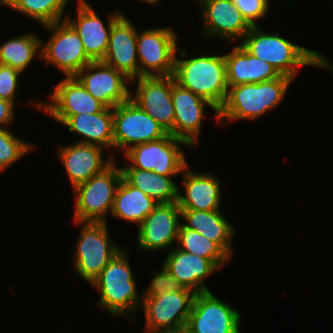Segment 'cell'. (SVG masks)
<instances>
[{"label": "cell", "instance_id": "obj_33", "mask_svg": "<svg viewBox=\"0 0 333 333\" xmlns=\"http://www.w3.org/2000/svg\"><path fill=\"white\" fill-rule=\"evenodd\" d=\"M152 273L155 275L149 283L150 285L142 293L141 299L160 295L165 292H174L181 288L177 279L168 271L164 265H162V269L160 271L154 270Z\"/></svg>", "mask_w": 333, "mask_h": 333}, {"label": "cell", "instance_id": "obj_25", "mask_svg": "<svg viewBox=\"0 0 333 333\" xmlns=\"http://www.w3.org/2000/svg\"><path fill=\"white\" fill-rule=\"evenodd\" d=\"M182 223L186 228L197 231L209 240L217 243L230 257H232V238L234 225L223 216L221 210H181Z\"/></svg>", "mask_w": 333, "mask_h": 333}, {"label": "cell", "instance_id": "obj_16", "mask_svg": "<svg viewBox=\"0 0 333 333\" xmlns=\"http://www.w3.org/2000/svg\"><path fill=\"white\" fill-rule=\"evenodd\" d=\"M180 218L178 202L158 203L138 227L137 248L148 252L166 248L170 251L173 242L178 241Z\"/></svg>", "mask_w": 333, "mask_h": 333}, {"label": "cell", "instance_id": "obj_5", "mask_svg": "<svg viewBox=\"0 0 333 333\" xmlns=\"http://www.w3.org/2000/svg\"><path fill=\"white\" fill-rule=\"evenodd\" d=\"M116 159L101 173L77 185L72 191L76 197L74 219L76 222H107L111 213L116 189L122 179L121 167Z\"/></svg>", "mask_w": 333, "mask_h": 333}, {"label": "cell", "instance_id": "obj_30", "mask_svg": "<svg viewBox=\"0 0 333 333\" xmlns=\"http://www.w3.org/2000/svg\"><path fill=\"white\" fill-rule=\"evenodd\" d=\"M176 247L182 251L208 258L218 268L225 266L231 258L217 243L197 231L186 228L182 223L179 227Z\"/></svg>", "mask_w": 333, "mask_h": 333}, {"label": "cell", "instance_id": "obj_21", "mask_svg": "<svg viewBox=\"0 0 333 333\" xmlns=\"http://www.w3.org/2000/svg\"><path fill=\"white\" fill-rule=\"evenodd\" d=\"M58 150V156L67 172L72 189L101 173L115 159L111 154L105 161L103 155L105 149L94 144L76 142L60 146Z\"/></svg>", "mask_w": 333, "mask_h": 333}, {"label": "cell", "instance_id": "obj_27", "mask_svg": "<svg viewBox=\"0 0 333 333\" xmlns=\"http://www.w3.org/2000/svg\"><path fill=\"white\" fill-rule=\"evenodd\" d=\"M157 204L139 188L129 185L122 178L116 189L110 214L114 218L140 225Z\"/></svg>", "mask_w": 333, "mask_h": 333}, {"label": "cell", "instance_id": "obj_9", "mask_svg": "<svg viewBox=\"0 0 333 333\" xmlns=\"http://www.w3.org/2000/svg\"><path fill=\"white\" fill-rule=\"evenodd\" d=\"M137 30L139 77L171 76L174 74L177 34L172 28Z\"/></svg>", "mask_w": 333, "mask_h": 333}, {"label": "cell", "instance_id": "obj_8", "mask_svg": "<svg viewBox=\"0 0 333 333\" xmlns=\"http://www.w3.org/2000/svg\"><path fill=\"white\" fill-rule=\"evenodd\" d=\"M180 146L191 147L186 141L169 133L158 140L134 145L123 153L129 164L122 168H137L164 176H177L188 165Z\"/></svg>", "mask_w": 333, "mask_h": 333}, {"label": "cell", "instance_id": "obj_18", "mask_svg": "<svg viewBox=\"0 0 333 333\" xmlns=\"http://www.w3.org/2000/svg\"><path fill=\"white\" fill-rule=\"evenodd\" d=\"M198 4L203 19L201 38L220 37L231 44L251 28L232 0H198Z\"/></svg>", "mask_w": 333, "mask_h": 333}, {"label": "cell", "instance_id": "obj_14", "mask_svg": "<svg viewBox=\"0 0 333 333\" xmlns=\"http://www.w3.org/2000/svg\"><path fill=\"white\" fill-rule=\"evenodd\" d=\"M136 80V91L133 94L131 90L130 99L174 136L172 75L139 77L131 80V83Z\"/></svg>", "mask_w": 333, "mask_h": 333}, {"label": "cell", "instance_id": "obj_13", "mask_svg": "<svg viewBox=\"0 0 333 333\" xmlns=\"http://www.w3.org/2000/svg\"><path fill=\"white\" fill-rule=\"evenodd\" d=\"M49 95L50 102L37 101L34 105L61 124L72 115L95 114L106 108L75 77H64Z\"/></svg>", "mask_w": 333, "mask_h": 333}, {"label": "cell", "instance_id": "obj_11", "mask_svg": "<svg viewBox=\"0 0 333 333\" xmlns=\"http://www.w3.org/2000/svg\"><path fill=\"white\" fill-rule=\"evenodd\" d=\"M167 134L131 99L113 108L114 149L122 153L134 145L158 140Z\"/></svg>", "mask_w": 333, "mask_h": 333}, {"label": "cell", "instance_id": "obj_32", "mask_svg": "<svg viewBox=\"0 0 333 333\" xmlns=\"http://www.w3.org/2000/svg\"><path fill=\"white\" fill-rule=\"evenodd\" d=\"M34 148L32 143L24 142L8 128H0V174L30 151L35 150Z\"/></svg>", "mask_w": 333, "mask_h": 333}, {"label": "cell", "instance_id": "obj_34", "mask_svg": "<svg viewBox=\"0 0 333 333\" xmlns=\"http://www.w3.org/2000/svg\"><path fill=\"white\" fill-rule=\"evenodd\" d=\"M250 26H258L257 21L268 14L269 0H232Z\"/></svg>", "mask_w": 333, "mask_h": 333}, {"label": "cell", "instance_id": "obj_6", "mask_svg": "<svg viewBox=\"0 0 333 333\" xmlns=\"http://www.w3.org/2000/svg\"><path fill=\"white\" fill-rule=\"evenodd\" d=\"M81 231L76 241L73 267L79 276L91 284L122 248L112 242L107 222H76Z\"/></svg>", "mask_w": 333, "mask_h": 333}, {"label": "cell", "instance_id": "obj_35", "mask_svg": "<svg viewBox=\"0 0 333 333\" xmlns=\"http://www.w3.org/2000/svg\"><path fill=\"white\" fill-rule=\"evenodd\" d=\"M21 74L13 67L0 63V99L15 103V94Z\"/></svg>", "mask_w": 333, "mask_h": 333}, {"label": "cell", "instance_id": "obj_1", "mask_svg": "<svg viewBox=\"0 0 333 333\" xmlns=\"http://www.w3.org/2000/svg\"><path fill=\"white\" fill-rule=\"evenodd\" d=\"M239 44L254 57L271 64L280 75L294 80L302 66H315L333 73V63L316 50L298 46L280 36L251 26Z\"/></svg>", "mask_w": 333, "mask_h": 333}, {"label": "cell", "instance_id": "obj_29", "mask_svg": "<svg viewBox=\"0 0 333 333\" xmlns=\"http://www.w3.org/2000/svg\"><path fill=\"white\" fill-rule=\"evenodd\" d=\"M41 43L42 39L34 33L10 38L0 45V63L9 65L23 74L37 56L41 59Z\"/></svg>", "mask_w": 333, "mask_h": 333}, {"label": "cell", "instance_id": "obj_36", "mask_svg": "<svg viewBox=\"0 0 333 333\" xmlns=\"http://www.w3.org/2000/svg\"><path fill=\"white\" fill-rule=\"evenodd\" d=\"M14 105V103L8 100L0 99V128H5V126L7 128L8 125H10L12 120L15 118Z\"/></svg>", "mask_w": 333, "mask_h": 333}, {"label": "cell", "instance_id": "obj_4", "mask_svg": "<svg viewBox=\"0 0 333 333\" xmlns=\"http://www.w3.org/2000/svg\"><path fill=\"white\" fill-rule=\"evenodd\" d=\"M126 249L123 248L113 257L91 285L100 293V308L113 316L128 318L131 312H138L142 301L138 298V285Z\"/></svg>", "mask_w": 333, "mask_h": 333}, {"label": "cell", "instance_id": "obj_15", "mask_svg": "<svg viewBox=\"0 0 333 333\" xmlns=\"http://www.w3.org/2000/svg\"><path fill=\"white\" fill-rule=\"evenodd\" d=\"M74 77L107 108H114L130 99L128 83L131 84V80L103 61H92Z\"/></svg>", "mask_w": 333, "mask_h": 333}, {"label": "cell", "instance_id": "obj_19", "mask_svg": "<svg viewBox=\"0 0 333 333\" xmlns=\"http://www.w3.org/2000/svg\"><path fill=\"white\" fill-rule=\"evenodd\" d=\"M172 100L174 107V137L186 141L192 148L198 144L201 127L203 126L204 109L206 106L218 110L206 99L181 87L172 75Z\"/></svg>", "mask_w": 333, "mask_h": 333}, {"label": "cell", "instance_id": "obj_26", "mask_svg": "<svg viewBox=\"0 0 333 333\" xmlns=\"http://www.w3.org/2000/svg\"><path fill=\"white\" fill-rule=\"evenodd\" d=\"M70 133L82 136L78 143L94 144L104 149L114 148L113 108H105L95 114L70 116L64 123Z\"/></svg>", "mask_w": 333, "mask_h": 333}, {"label": "cell", "instance_id": "obj_10", "mask_svg": "<svg viewBox=\"0 0 333 333\" xmlns=\"http://www.w3.org/2000/svg\"><path fill=\"white\" fill-rule=\"evenodd\" d=\"M50 31L47 43L42 40L41 59L63 72L65 77H74L92 62L87 56L77 32L66 21H58L43 26Z\"/></svg>", "mask_w": 333, "mask_h": 333}, {"label": "cell", "instance_id": "obj_12", "mask_svg": "<svg viewBox=\"0 0 333 333\" xmlns=\"http://www.w3.org/2000/svg\"><path fill=\"white\" fill-rule=\"evenodd\" d=\"M241 313L211 291L195 295L184 333H240Z\"/></svg>", "mask_w": 333, "mask_h": 333}, {"label": "cell", "instance_id": "obj_38", "mask_svg": "<svg viewBox=\"0 0 333 333\" xmlns=\"http://www.w3.org/2000/svg\"><path fill=\"white\" fill-rule=\"evenodd\" d=\"M11 0H0V5L7 6L10 3Z\"/></svg>", "mask_w": 333, "mask_h": 333}, {"label": "cell", "instance_id": "obj_24", "mask_svg": "<svg viewBox=\"0 0 333 333\" xmlns=\"http://www.w3.org/2000/svg\"><path fill=\"white\" fill-rule=\"evenodd\" d=\"M224 57L228 88L239 84L260 83L281 76L271 64L254 57L240 44L234 46L232 52Z\"/></svg>", "mask_w": 333, "mask_h": 333}, {"label": "cell", "instance_id": "obj_28", "mask_svg": "<svg viewBox=\"0 0 333 333\" xmlns=\"http://www.w3.org/2000/svg\"><path fill=\"white\" fill-rule=\"evenodd\" d=\"M122 178L139 188L157 203H172L178 200V187L172 180L177 176H164L153 171L137 168H121Z\"/></svg>", "mask_w": 333, "mask_h": 333}, {"label": "cell", "instance_id": "obj_37", "mask_svg": "<svg viewBox=\"0 0 333 333\" xmlns=\"http://www.w3.org/2000/svg\"><path fill=\"white\" fill-rule=\"evenodd\" d=\"M139 2H142V3H147L148 5H151L152 6L155 4H159L162 0H138Z\"/></svg>", "mask_w": 333, "mask_h": 333}, {"label": "cell", "instance_id": "obj_20", "mask_svg": "<svg viewBox=\"0 0 333 333\" xmlns=\"http://www.w3.org/2000/svg\"><path fill=\"white\" fill-rule=\"evenodd\" d=\"M136 40L137 29L123 14L112 26L108 49L102 60L130 80L139 78Z\"/></svg>", "mask_w": 333, "mask_h": 333}, {"label": "cell", "instance_id": "obj_7", "mask_svg": "<svg viewBox=\"0 0 333 333\" xmlns=\"http://www.w3.org/2000/svg\"><path fill=\"white\" fill-rule=\"evenodd\" d=\"M196 293L186 288L141 299L146 333H184Z\"/></svg>", "mask_w": 333, "mask_h": 333}, {"label": "cell", "instance_id": "obj_3", "mask_svg": "<svg viewBox=\"0 0 333 333\" xmlns=\"http://www.w3.org/2000/svg\"><path fill=\"white\" fill-rule=\"evenodd\" d=\"M293 79L281 75L277 79L260 83L230 86L223 106L218 110V124L226 120H257L275 109L285 97Z\"/></svg>", "mask_w": 333, "mask_h": 333}, {"label": "cell", "instance_id": "obj_2", "mask_svg": "<svg viewBox=\"0 0 333 333\" xmlns=\"http://www.w3.org/2000/svg\"><path fill=\"white\" fill-rule=\"evenodd\" d=\"M176 54L173 77L181 87L209 101L219 110L227 97L228 83L224 55L188 57L181 49Z\"/></svg>", "mask_w": 333, "mask_h": 333}, {"label": "cell", "instance_id": "obj_23", "mask_svg": "<svg viewBox=\"0 0 333 333\" xmlns=\"http://www.w3.org/2000/svg\"><path fill=\"white\" fill-rule=\"evenodd\" d=\"M163 265L177 279L182 288L198 294L210 291L204 279L219 268L208 258L178 249L168 252Z\"/></svg>", "mask_w": 333, "mask_h": 333}, {"label": "cell", "instance_id": "obj_31", "mask_svg": "<svg viewBox=\"0 0 333 333\" xmlns=\"http://www.w3.org/2000/svg\"><path fill=\"white\" fill-rule=\"evenodd\" d=\"M68 0H11L6 6L43 26L65 20L63 17Z\"/></svg>", "mask_w": 333, "mask_h": 333}, {"label": "cell", "instance_id": "obj_17", "mask_svg": "<svg viewBox=\"0 0 333 333\" xmlns=\"http://www.w3.org/2000/svg\"><path fill=\"white\" fill-rule=\"evenodd\" d=\"M76 18L65 20L73 27L81 39L87 56L92 61H102L107 52L113 24L123 15L120 10L109 13L107 24L98 16L86 0H78Z\"/></svg>", "mask_w": 333, "mask_h": 333}, {"label": "cell", "instance_id": "obj_22", "mask_svg": "<svg viewBox=\"0 0 333 333\" xmlns=\"http://www.w3.org/2000/svg\"><path fill=\"white\" fill-rule=\"evenodd\" d=\"M181 175H183L181 184L184 194L178 189L177 200L181 210H220L222 186L216 175H212L210 172L196 173L189 169V164Z\"/></svg>", "mask_w": 333, "mask_h": 333}]
</instances>
